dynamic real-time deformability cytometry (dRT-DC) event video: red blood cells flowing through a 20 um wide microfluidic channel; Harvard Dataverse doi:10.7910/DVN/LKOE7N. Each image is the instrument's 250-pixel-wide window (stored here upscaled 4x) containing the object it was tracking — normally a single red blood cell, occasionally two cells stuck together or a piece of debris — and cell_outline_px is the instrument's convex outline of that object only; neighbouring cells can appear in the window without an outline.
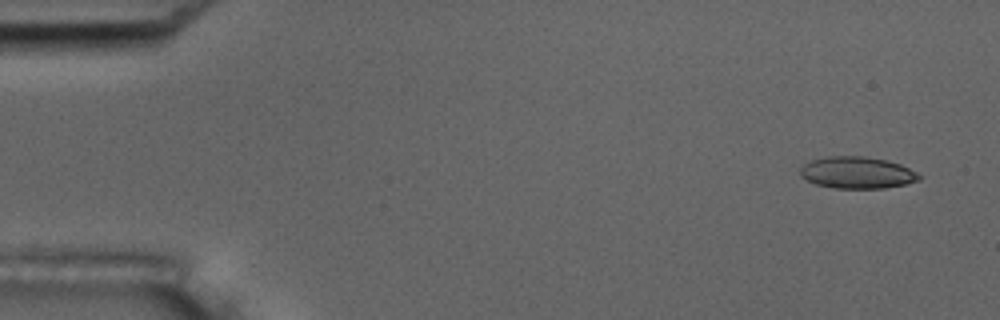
{"species": "common noctule bat (a hibernating species)", "species_latin": "Nyctalus noctula", "temperature_condition": "room temperature", "stored_images_in_passage": 7, "camera_frame_rate_fps": 3000, "um_per_image_px": 0.085, "animal": {"sex": "male", "body_mass_g": 17.5, "forearm_length_mm": 52.3}, "frame": {"image": 1, "passage_image": 1, "time_ms": 0.0, "image_size_px": [1000, 320], "cell_outline_px": [[924, 176], [920, 180], [908, 184], [884, 188], [832, 188], [816, 184], [800, 176], [800, 168], [804, 164], [812, 160], [828, 156], [864, 156], [888, 160], [900, 164]], "centroid_in_image_um": [72.89, 14.68], "position_along_channel_um": 12.1, "area_um2": 22.2}}